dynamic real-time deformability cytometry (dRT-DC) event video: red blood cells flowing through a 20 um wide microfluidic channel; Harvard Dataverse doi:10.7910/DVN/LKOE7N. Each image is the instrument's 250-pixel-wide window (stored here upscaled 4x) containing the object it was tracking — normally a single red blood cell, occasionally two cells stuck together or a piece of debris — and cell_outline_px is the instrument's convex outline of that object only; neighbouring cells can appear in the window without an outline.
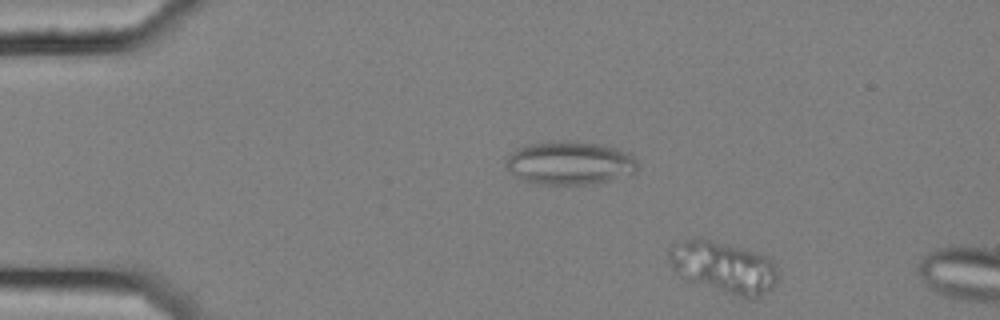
{"species": "common noctule bat (a hibernating species)", "species_latin": "Nyctalus noctula", "temperature_condition": "cold", "stored_images_in_passage": 4, "camera_frame_rate_fps": 3000, "um_per_image_px": 0.085, "animal": {"sex": "female", "body_mass_g": 25.1}, "frame": {"image": 1, "passage_image": 4, "time_ms": 1.0, "image_size_px": [1000, 320], "cell_outline_px": [[776, 284], [772, 288], [760, 296], [752, 300], [748, 300], [688, 280], [680, 276], [672, 268], [668, 256], [668, 248], [684, 240], [708, 240], [728, 244], [764, 256], [772, 260], [776, 272]], "centroid_in_image_um": [61.5, 22.75], "position_along_channel_um": 23.5, "area_um2": 32.14}}